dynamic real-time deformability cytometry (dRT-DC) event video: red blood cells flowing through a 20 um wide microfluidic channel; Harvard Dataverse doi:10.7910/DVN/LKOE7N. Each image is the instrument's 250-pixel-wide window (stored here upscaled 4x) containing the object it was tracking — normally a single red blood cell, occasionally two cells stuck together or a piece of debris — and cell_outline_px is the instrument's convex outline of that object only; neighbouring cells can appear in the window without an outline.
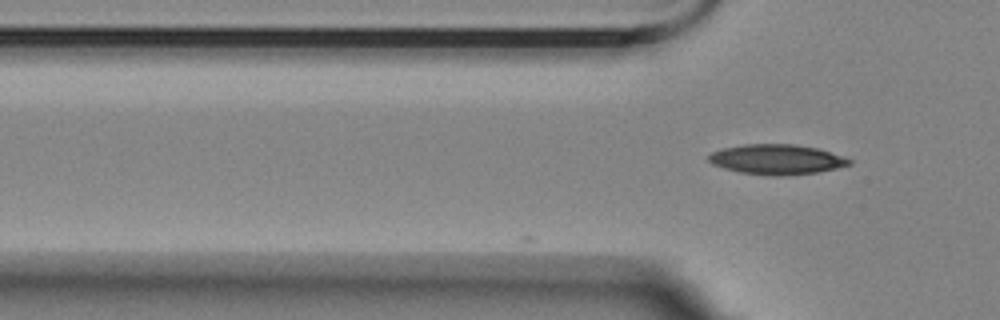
{"species": "Egyptian fruit bat (a non-hibernating species)", "species_latin": "Rousettus aegyptiacus", "temperature_condition": "room temperature", "stored_images_in_passage": 5, "camera_frame_rate_fps": 3000, "um_per_image_px": 0.085, "animal": {"sex": "female"}, "frame": {"image": 1, "passage_image": 5, "time_ms": 1.333, "image_size_px": [1000, 320], "cell_outline_px": [[852, 164], [836, 168], [816, 172], [780, 176], [776, 176], [740, 172], [724, 168], [712, 164], [708, 160], [708, 156], [712, 152], [724, 148], [744, 144], [796, 144], [816, 148], [844, 156], [852, 160]], "centroid_in_image_um": [66.03, 13.54], "position_along_channel_um": 59.8, "area_um2": 24.45}}